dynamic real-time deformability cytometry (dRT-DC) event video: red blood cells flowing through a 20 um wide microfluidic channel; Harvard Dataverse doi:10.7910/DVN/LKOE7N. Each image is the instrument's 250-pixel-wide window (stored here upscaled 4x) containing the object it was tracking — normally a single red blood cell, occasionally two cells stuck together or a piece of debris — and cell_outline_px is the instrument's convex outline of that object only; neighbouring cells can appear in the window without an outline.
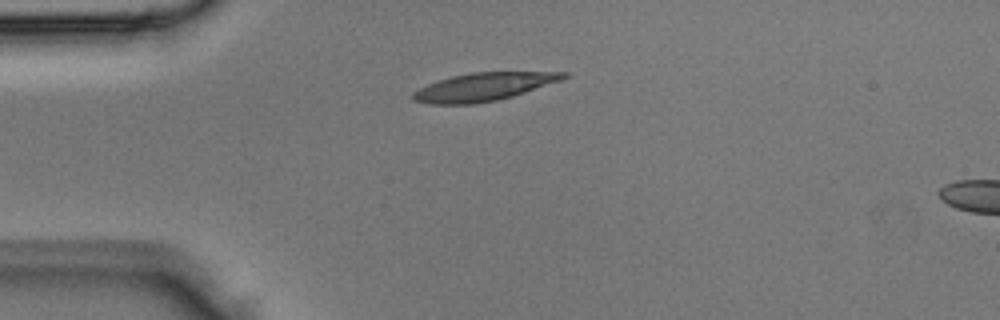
{"species": "Egyptian fruit bat (a non-hibernating species)", "species_latin": "Rousettus aegyptiacus", "temperature_condition": "room temperature", "stored_images_in_passage": 1, "camera_frame_rate_fps": 3000, "um_per_image_px": 0.085, "animal": {"sex": "male"}, "frame": {"image": 1, "passage_image": 1, "time_ms": 0.0, "image_size_px": [1000, 320], "cell_outline_px": [[568, 76], [560, 80], [512, 96], [496, 100], [472, 104], [428, 104], [412, 100], [408, 96], [412, 92], [428, 84], [452, 76], [472, 72], [568, 72]], "centroid_in_image_um": [41.03, 7.39], "position_along_channel_um": 44.0, "area_um2": 24.33}}